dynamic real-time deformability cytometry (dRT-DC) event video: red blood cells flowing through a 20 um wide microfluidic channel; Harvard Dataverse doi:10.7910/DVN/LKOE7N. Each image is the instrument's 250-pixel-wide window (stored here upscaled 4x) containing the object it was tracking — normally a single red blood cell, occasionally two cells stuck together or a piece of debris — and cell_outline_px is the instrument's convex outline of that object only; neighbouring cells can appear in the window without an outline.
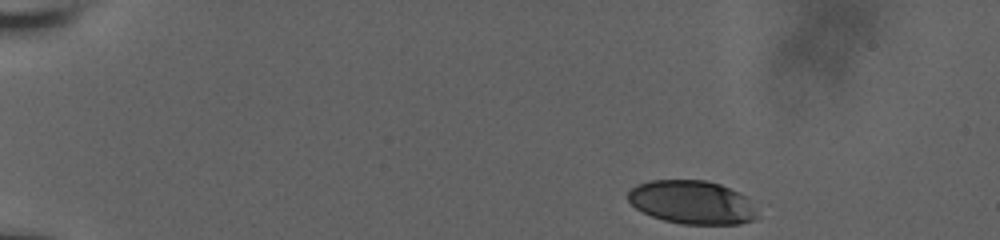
{"species": "human", "species_latin": "Homo sapiens", "temperature_condition": "room temperature", "stored_images_in_passage": 48, "camera_frame_rate_fps": 3000, "um_per_image_px": 0.085, "donor": {"sex": "male"}, "frame": {"image": 1, "passage_image": 1, "time_ms": 0.0, "image_size_px": [1000, 240], "cell_outline_px": [[760, 216], [756, 220], [740, 224], [680, 224], [664, 220], [652, 216], [636, 208], [628, 200], [628, 192], [636, 184], [652, 180], [704, 180], [720, 184], [740, 192], [748, 196]], "centroid_in_image_um": [58.88, 17.2], "position_along_channel_um": 26.1, "area_um2": 33.12}}
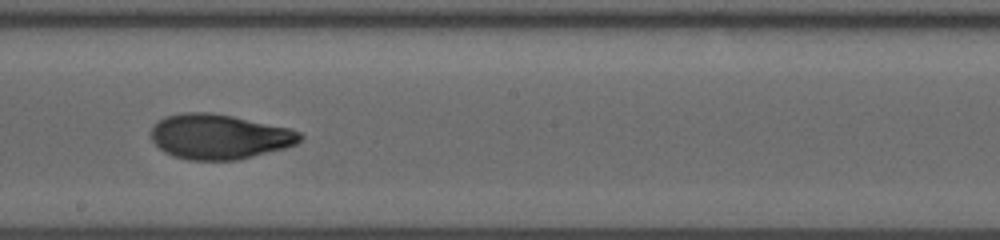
{"frame": {"image": 2, "passage_image": 26, "time_ms": 8.333, "image_size_px": [1000, 240], "cell_outline_px": [[304, 136], [296, 144], [284, 148], [240, 160], [188, 160], [172, 156], [164, 152], [152, 140], [152, 128], [164, 116], [184, 112], [212, 112], [232, 116], [288, 128], [300, 132]], "centroid_in_image_um": [18.63, 11.62], "position_along_channel_um": 229.6, "area_um2": 38.96}}
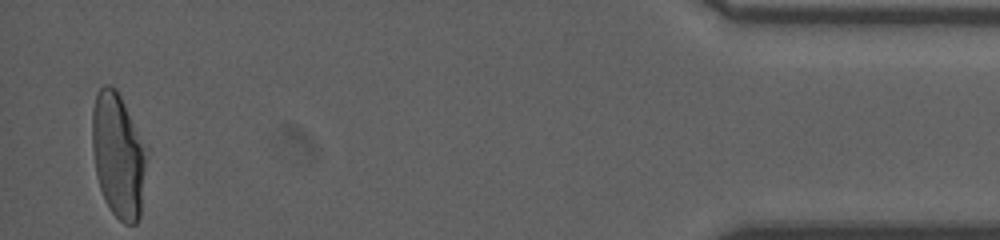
{"frame": {"image": 3, "passage_image": 47, "time_ms": 15.333, "image_size_px": [1000, 240], "cell_outline_px": [[144, 168], [140, 216], [136, 224], [124, 224], [112, 212], [104, 200], [96, 176], [92, 148], [92, 108], [96, 92], [104, 84], [108, 84], [116, 88], [120, 96], [132, 124], [140, 144], [144, 156]], "centroid_in_image_um": [9.95, 13.23], "position_along_channel_um": 425.2, "area_um2": 38.03}, "authors_computed_cell_mechanics": {"area_um2": 38.0324, "velocity_mm_per_s": 3.8353, "shape_relaxation_time_tau1_ms": 5.7754, "shape_relaxation_time_tau2_ms": 1.3239, "deformation_change_tau1": 0.2081, "deformation_change_tau2": 0.066}}